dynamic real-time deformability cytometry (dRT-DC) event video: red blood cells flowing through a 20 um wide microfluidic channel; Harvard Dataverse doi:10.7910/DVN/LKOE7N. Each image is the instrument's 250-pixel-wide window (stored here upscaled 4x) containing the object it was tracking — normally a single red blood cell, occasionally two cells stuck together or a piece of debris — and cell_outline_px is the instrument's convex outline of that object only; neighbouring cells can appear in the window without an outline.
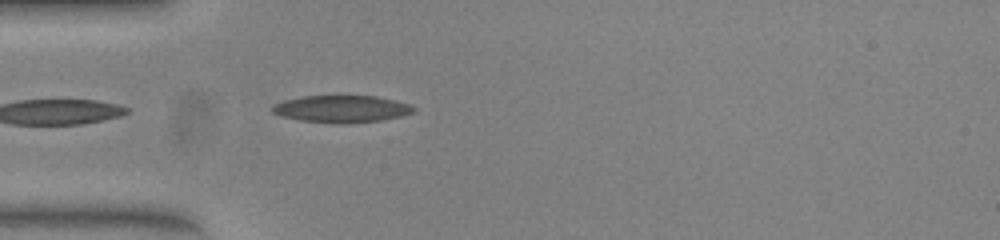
{"species": "common noctule bat (a hibernating species)", "species_latin": "Nyctalus noctula", "temperature_condition": "warm", "stored_images_in_passage": 40, "camera_frame_rate_fps": 3000, "um_per_image_px": 0.085, "animal": {"sex": "female", "body_mass_g": 23.0, "forearm_length_mm": 53.4}, "frame": {"image": 1, "passage_image": 3, "time_ms": 0.667, "image_size_px": [1000, 240], "cell_outline_px": [[416, 112], [400, 116], [380, 120], [348, 124], [336, 124], [300, 120], [280, 116], [272, 112], [272, 104], [284, 100], [304, 96], [376, 96], [412, 104], [416, 108]], "centroid_in_image_um": [29.05, 9.26], "position_along_channel_um": 56.0, "area_um2": 22.54}}
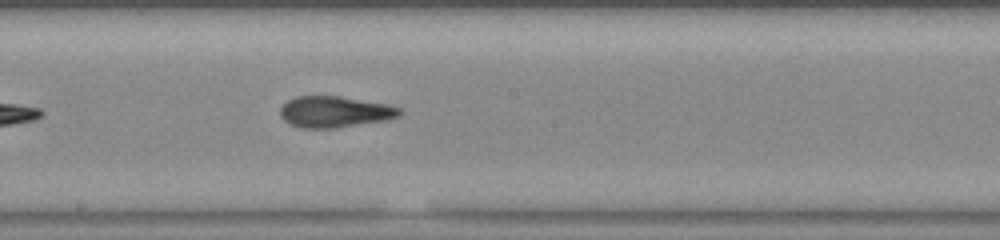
{"frame": {"image": 2, "passage_image": 16, "time_ms": 5.0, "image_size_px": [1000, 240], "cell_outline_px": [[400, 116], [384, 120], [332, 128], [300, 128], [288, 124], [280, 116], [280, 108], [288, 100], [296, 96], [340, 96], [384, 104], [400, 108]], "centroid_in_image_um": [28.38, 9.5], "position_along_channel_um": 219.8, "area_um2": 21.44}}
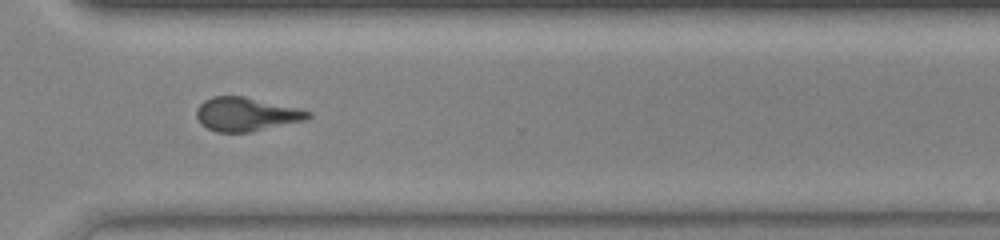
{"frame": {"image": 3, "passage_image": 26, "time_ms": 8.333, "image_size_px": [1000, 240], "cell_outline_px": [[312, 116], [304, 120], [248, 132], [216, 132], [200, 124], [196, 116], [196, 108], [204, 100], [212, 96], [244, 96], [300, 108], [312, 112]], "centroid_in_image_um": [20.9, 9.7], "position_along_channel_um": 349.7, "area_um2": 21.91}, "authors_computed_cell_mechanics": {"area_um2": 22.1374, "velocity_mm_per_s": 3.895, "shape_relaxation_time_tau1_ms": null, "shape_relaxation_time_tau2_ms": 2.695, "deformation_change_tau1": null, "deformation_change_tau2": 0.1185}}